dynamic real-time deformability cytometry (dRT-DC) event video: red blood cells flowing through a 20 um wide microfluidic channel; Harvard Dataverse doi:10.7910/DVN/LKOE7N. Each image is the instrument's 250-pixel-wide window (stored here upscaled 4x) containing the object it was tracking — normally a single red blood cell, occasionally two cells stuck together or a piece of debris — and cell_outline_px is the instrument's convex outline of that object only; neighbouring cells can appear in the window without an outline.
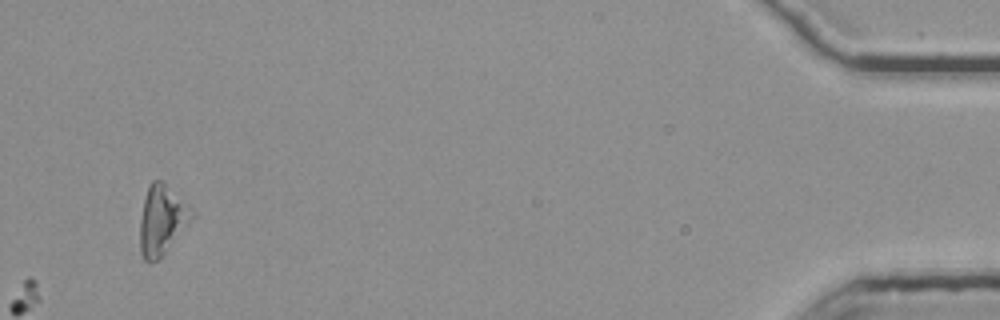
{"species": "common noctule bat (a hibernating species)", "species_latin": "Nyctalus noctula", "temperature_condition": "room temperature", "stored_images_in_passage": 55, "camera_frame_rate_fps": 3000, "um_per_image_px": 0.085, "animal": {"sex": "female", "body_mass_g": 25.1}, "frame": {"image": 1, "passage_image": 55, "time_ms": 18.0, "image_size_px": [1000, 320], "cell_outline_px": [[192, 216], [164, 252], [156, 260], [148, 264], [144, 260], [140, 252], [140, 220], [144, 200], [148, 188], [152, 180], [164, 180], [192, 208]], "centroid_in_image_um": [13.71, 18.65], "position_along_channel_um": 421.5, "area_um2": 20.4}}